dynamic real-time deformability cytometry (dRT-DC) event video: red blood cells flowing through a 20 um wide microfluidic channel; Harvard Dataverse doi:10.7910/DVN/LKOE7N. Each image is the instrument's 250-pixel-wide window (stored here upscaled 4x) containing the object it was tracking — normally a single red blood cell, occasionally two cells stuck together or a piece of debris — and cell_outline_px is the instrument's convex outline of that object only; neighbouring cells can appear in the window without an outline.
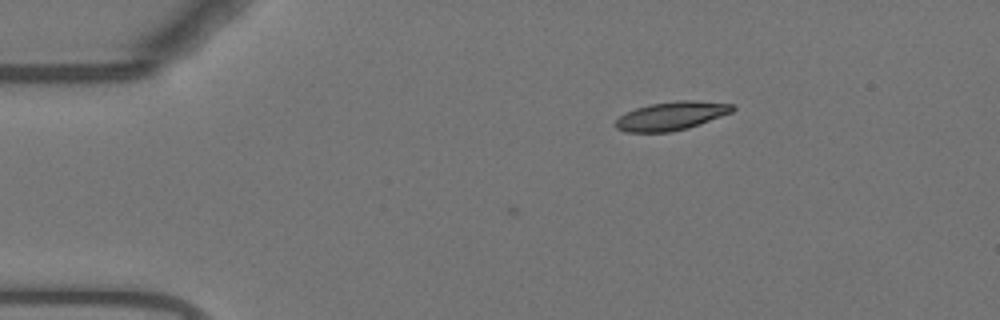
{"species": "Egyptian fruit bat (a non-hibernating species)", "species_latin": "Rousettus aegyptiacus", "temperature_condition": "warm", "stored_images_in_passage": 4, "camera_frame_rate_fps": 3000, "um_per_image_px": 0.085, "animal": {"sex": "female"}, "frame": {"image": 1, "passage_image": 4, "time_ms": 1.0, "image_size_px": [1000, 320], "cell_outline_px": [[736, 108], [732, 112], [688, 128], [668, 132], [624, 132], [616, 128], [612, 124], [620, 116], [636, 108], [648, 104], [676, 100], [692, 100], [736, 104]], "centroid_in_image_um": [57.06, 9.84], "position_along_channel_um": 27.9, "area_um2": 19.54}}